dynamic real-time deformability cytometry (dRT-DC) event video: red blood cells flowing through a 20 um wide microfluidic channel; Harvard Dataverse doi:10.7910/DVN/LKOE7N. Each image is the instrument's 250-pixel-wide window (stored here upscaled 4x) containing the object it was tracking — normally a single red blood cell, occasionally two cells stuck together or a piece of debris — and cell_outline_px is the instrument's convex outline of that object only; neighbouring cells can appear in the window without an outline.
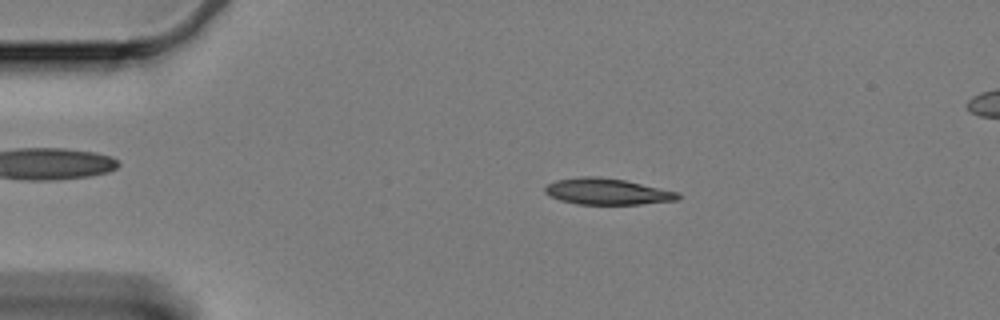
{"species": "Egyptian fruit bat (a non-hibernating species)", "species_latin": "Rousettus aegyptiacus", "temperature_condition": "cold", "stored_images_in_passage": 59, "camera_frame_rate_fps": 3000, "um_per_image_px": 0.085, "animal": {"sex": "female"}, "frame": {"image": 1, "passage_image": 11, "time_ms": 3.333, "image_size_px": [1000, 320], "cell_outline_px": [[680, 196], [676, 200], [640, 204], [576, 204], [560, 200], [544, 192], [544, 188], [548, 184], [556, 180], [584, 176], [596, 176], [624, 180], [680, 192]], "centroid_in_image_um": [51.61, 16.28], "position_along_channel_um": 33.4, "area_um2": 20.17}}
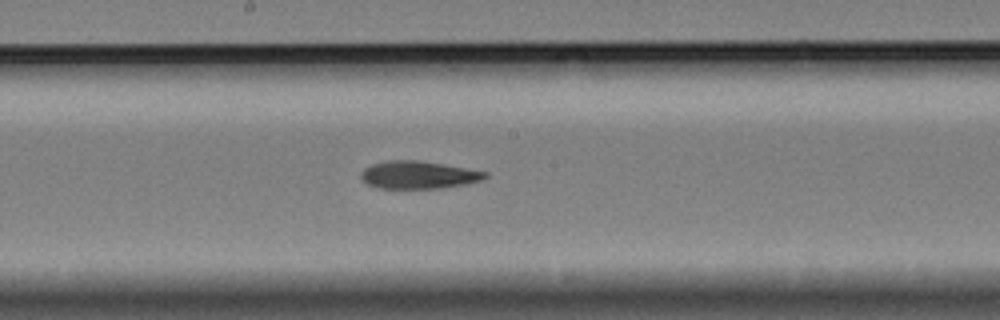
{"frame": {"image": 2, "passage_image": 31, "time_ms": 10.0, "image_size_px": [1000, 320], "cell_outline_px": [[488, 176], [484, 180], [464, 184], [440, 188], [376, 188], [368, 184], [360, 176], [360, 172], [364, 168], [372, 164], [388, 160], [416, 160], [488, 172]], "centroid_in_image_um": [35.54, 14.87], "position_along_channel_um": 212.7, "area_um2": 19.83}}
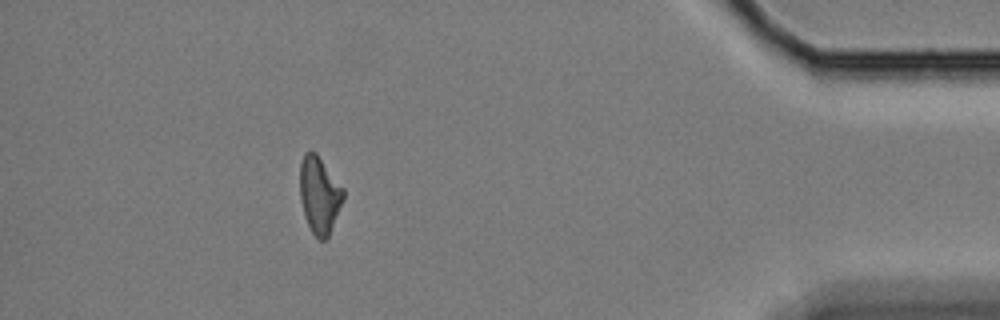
{"frame": {"image": 3, "passage_image": 53, "time_ms": 17.333, "image_size_px": [1000, 320], "cell_outline_px": [[344, 196], [328, 236], [324, 240], [320, 240], [312, 232], [308, 224], [300, 200], [300, 164], [304, 152], [316, 152], [344, 188]], "centroid_in_image_um": [27.14, 16.53], "position_along_channel_um": 408.1, "area_um2": 19.13}, "authors_computed_cell_mechanics": {"area_um2": 20.1722, "velocity_mm_per_s": 3.3266, "shape_relaxation_time_tau1_ms": null, "shape_relaxation_time_tau2_ms": 9.9328, "deformation_change_tau1": null, "deformation_change_tau2": 0.198}}